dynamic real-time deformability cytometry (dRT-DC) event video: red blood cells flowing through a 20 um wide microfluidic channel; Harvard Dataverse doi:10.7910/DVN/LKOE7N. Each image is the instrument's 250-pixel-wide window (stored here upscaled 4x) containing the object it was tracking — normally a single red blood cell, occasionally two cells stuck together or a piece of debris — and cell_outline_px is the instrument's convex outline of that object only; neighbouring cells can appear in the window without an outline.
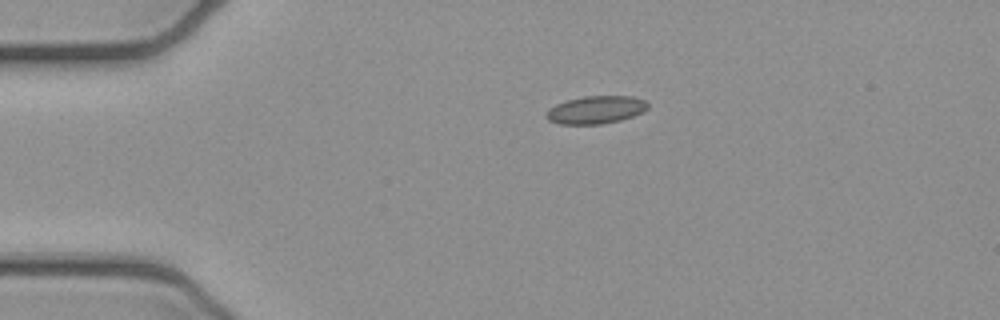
{"species": "common noctule bat (a hibernating species)", "species_latin": "Nyctalus noctula", "temperature_condition": "cold", "stored_images_in_passage": 2, "camera_frame_rate_fps": 3000, "um_per_image_px": 0.085, "animal": {"sex": "female", "body_mass_g": 21.9}, "frame": {"image": 1, "passage_image": 1, "time_ms": 0.0, "image_size_px": [1000, 320], "cell_outline_px": [[648, 108], [632, 116], [620, 120], [600, 124], [560, 124], [548, 120], [544, 116], [548, 108], [556, 104], [568, 100], [584, 96], [632, 96], [644, 100], [648, 104]], "centroid_in_image_um": [50.6, 9.33], "position_along_channel_um": 34.4, "area_um2": 16.36}}